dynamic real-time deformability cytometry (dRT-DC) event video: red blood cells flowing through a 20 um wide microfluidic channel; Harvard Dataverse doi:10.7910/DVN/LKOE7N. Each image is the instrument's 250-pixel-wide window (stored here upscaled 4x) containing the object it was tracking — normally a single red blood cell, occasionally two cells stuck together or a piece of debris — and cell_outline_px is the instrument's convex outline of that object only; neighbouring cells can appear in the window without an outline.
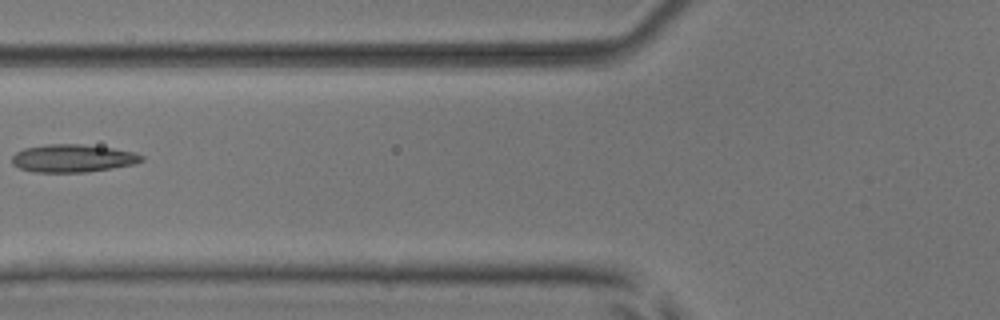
{"species": "common noctule bat (a hibernating species)", "species_latin": "Nyctalus noctula", "temperature_condition": "room temperature", "stored_images_in_passage": 4, "camera_frame_rate_fps": 3000, "um_per_image_px": 0.085, "animal": {"sex": "male", "body_mass_g": 17.9, "forearm_length_mm": 54.2}, "frame": {"image": 1, "passage_image": 3, "time_ms": 3.333, "image_size_px": [1000, 320], "cell_outline_px": [[144, 160], [136, 164], [88, 172], [36, 172], [20, 168], [12, 164], [12, 156], [16, 152], [24, 148], [48, 144], [80, 144], [112, 148], [132, 152], [144, 156]], "centroid_in_image_um": [6.19, 13.46], "position_along_channel_um": 119.6, "area_um2": 20.98}}
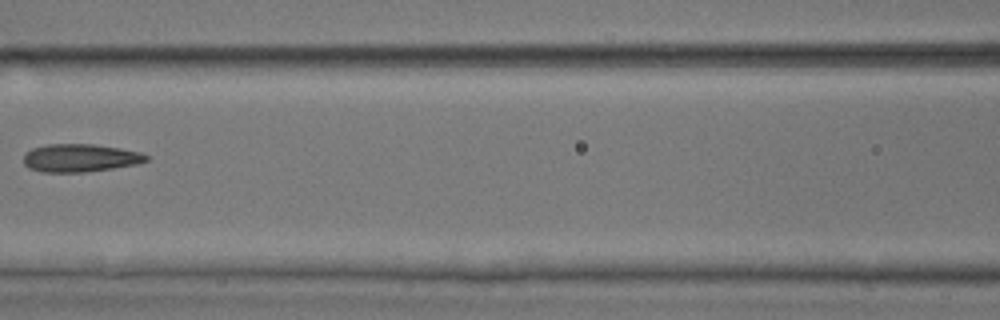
{"frame": {"image": 2, "passage_image": 4, "time_ms": 4.333, "image_size_px": [1000, 320], "cell_outline_px": [[148, 160], [136, 164], [112, 168], [84, 172], [44, 172], [28, 168], [24, 164], [24, 152], [32, 148], [48, 144], [92, 144], [120, 148], [140, 152], [148, 156]], "centroid_in_image_um": [6.78, 13.42], "position_along_channel_um": 159.8, "area_um2": 19.94}}